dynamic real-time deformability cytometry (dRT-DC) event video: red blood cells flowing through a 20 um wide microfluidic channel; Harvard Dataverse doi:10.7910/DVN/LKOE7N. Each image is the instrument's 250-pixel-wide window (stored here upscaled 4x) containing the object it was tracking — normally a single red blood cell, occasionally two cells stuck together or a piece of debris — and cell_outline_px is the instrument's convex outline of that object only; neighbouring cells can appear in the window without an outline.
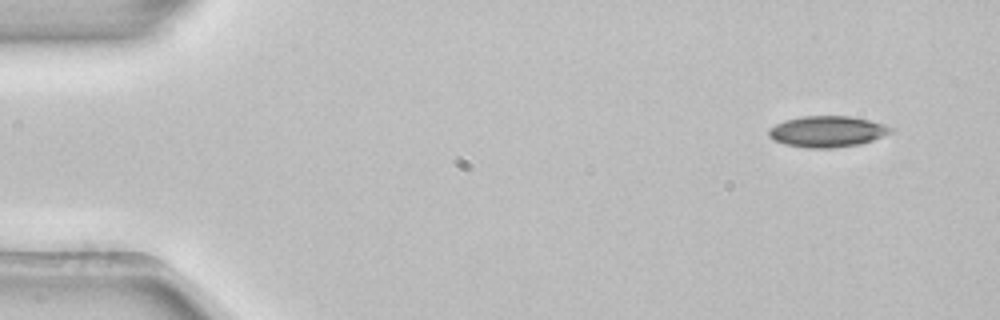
{"species": "common noctule bat (a hibernating species)", "species_latin": "Nyctalus noctula", "temperature_condition": "room temperature", "stored_images_in_passage": 3, "camera_frame_rate_fps": 3000, "um_per_image_px": 0.085, "animal": {"sex": "female", "body_mass_g": 22.7, "forearm_length_mm": 54.2}, "frame": {"image": 1, "passage_image": 1, "time_ms": 0.0, "image_size_px": [1000, 320], "cell_outline_px": [[892, 132], [872, 140], [860, 144], [832, 148], [808, 148], [784, 144], [768, 136], [768, 128], [784, 120], [800, 116], [852, 116], [884, 124], [892, 128]], "centroid_in_image_um": [70.29, 11.17], "position_along_channel_um": 14.7, "area_um2": 22.08}}
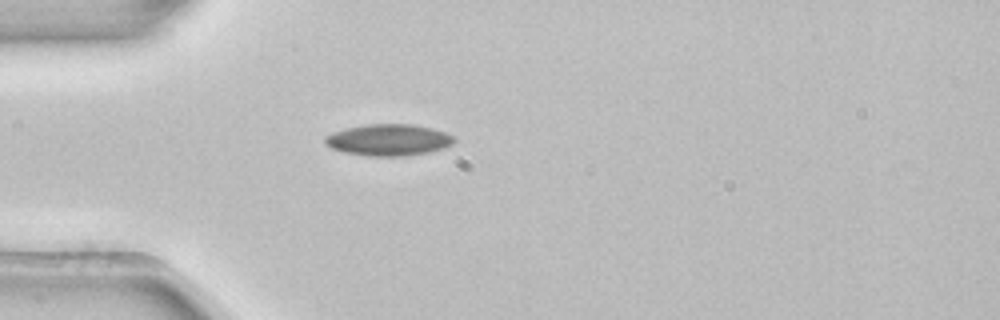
{"frame": {"image": 2, "passage_image": 3, "time_ms": 0.667, "image_size_px": [1000, 320], "cell_outline_px": [[456, 140], [452, 144], [444, 148], [428, 152], [404, 156], [368, 156], [344, 152], [332, 148], [324, 144], [324, 136], [332, 132], [348, 128], [368, 124], [412, 124], [432, 128], [456, 136]], "centroid_in_image_um": [33.03, 11.89], "position_along_channel_um": 52.0, "area_um2": 23.81}}